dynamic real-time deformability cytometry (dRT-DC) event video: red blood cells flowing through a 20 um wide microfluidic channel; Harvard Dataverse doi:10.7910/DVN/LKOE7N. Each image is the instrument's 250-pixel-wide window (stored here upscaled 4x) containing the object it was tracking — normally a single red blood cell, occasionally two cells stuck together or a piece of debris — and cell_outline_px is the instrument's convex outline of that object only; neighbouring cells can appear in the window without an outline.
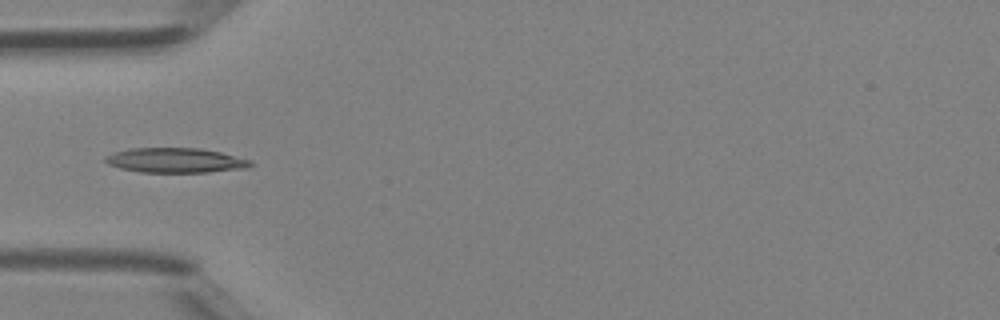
{"species": "Egyptian fruit bat (a non-hibernating species)", "species_latin": "Rousettus aegyptiacus", "temperature_condition": "room temperature", "stored_images_in_passage": 24, "camera_frame_rate_fps": 3000, "um_per_image_px": 0.085, "animal": {"sex": "female"}, "frame": {"image": 1, "passage_image": 4, "time_ms": 1.0, "image_size_px": [1000, 320], "cell_outline_px": [[252, 164], [248, 168], [208, 172], [140, 172], [120, 168], [108, 164], [104, 160], [104, 156], [112, 152], [128, 148], [200, 148], [220, 152], [252, 160]], "centroid_in_image_um": [14.89, 13.62], "position_along_channel_um": 70.1, "area_um2": 21.1}}
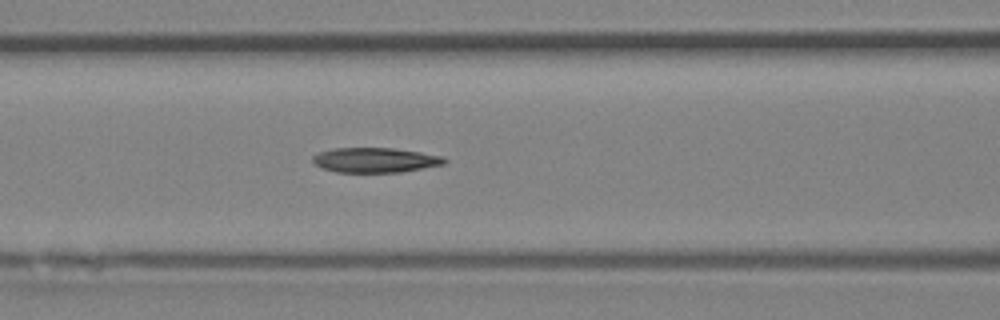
{"frame": {"image": 2, "passage_image": 8, "time_ms": 2.333, "image_size_px": [1000, 320], "cell_outline_px": [[448, 160], [444, 164], [400, 172], [336, 172], [324, 168], [316, 164], [312, 160], [312, 156], [320, 152], [332, 148], [392, 148], [420, 152], [444, 156]], "centroid_in_image_um": [31.91, 13.6], "position_along_channel_um": 134.7, "area_um2": 18.96}}
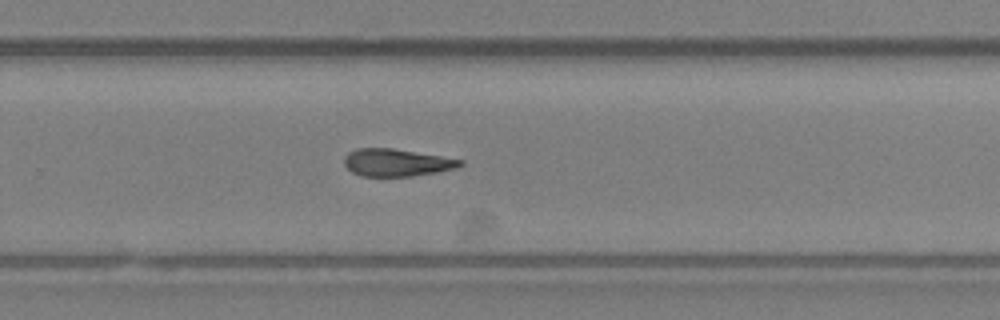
{"frame": {"image": 3, "passage_image": 18, "time_ms": 5.667, "image_size_px": [1000, 320], "cell_outline_px": [[464, 164], [456, 168], [436, 172], [408, 176], [364, 176], [352, 172], [344, 164], [344, 156], [348, 152], [356, 148], [392, 148], [464, 160]], "centroid_in_image_um": [33.69, 13.81], "position_along_channel_um": 296.1, "area_um2": 18.38}}